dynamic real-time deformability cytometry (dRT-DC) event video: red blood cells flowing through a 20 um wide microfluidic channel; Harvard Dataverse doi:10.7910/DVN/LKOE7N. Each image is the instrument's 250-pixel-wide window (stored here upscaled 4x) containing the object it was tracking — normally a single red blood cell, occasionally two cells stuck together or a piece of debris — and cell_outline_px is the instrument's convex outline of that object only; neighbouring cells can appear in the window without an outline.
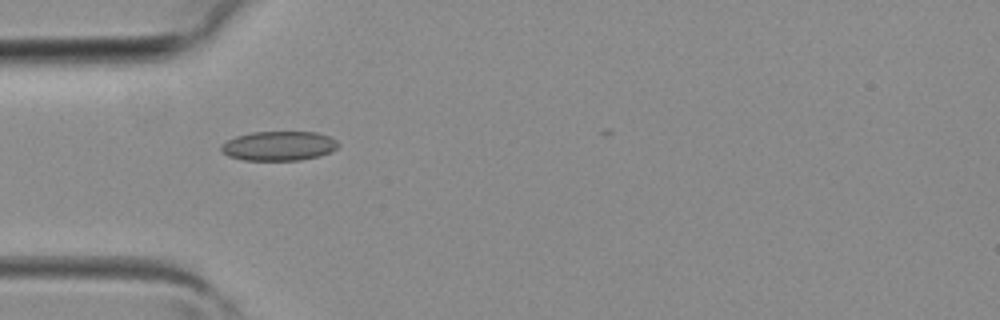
{"species": "common noctule bat (a hibernating species)", "species_latin": "Nyctalus noctula", "temperature_condition": "room temperature", "stored_images_in_passage": 1, "camera_frame_rate_fps": 3000, "um_per_image_px": 0.085, "animal": {"sex": "female", "body_mass_g": 19.3, "forearm_length_mm": 54.1}, "frame": {"image": 1, "passage_image": 1, "time_ms": 0.0, "image_size_px": [1000, 320], "cell_outline_px": [[340, 144], [336, 148], [320, 156], [300, 160], [244, 160], [228, 156], [220, 148], [220, 144], [236, 136], [252, 132], [316, 132], [328, 136], [336, 140]], "centroid_in_image_um": [23.69, 12.4], "position_along_channel_um": 61.3, "area_um2": 20.0}}